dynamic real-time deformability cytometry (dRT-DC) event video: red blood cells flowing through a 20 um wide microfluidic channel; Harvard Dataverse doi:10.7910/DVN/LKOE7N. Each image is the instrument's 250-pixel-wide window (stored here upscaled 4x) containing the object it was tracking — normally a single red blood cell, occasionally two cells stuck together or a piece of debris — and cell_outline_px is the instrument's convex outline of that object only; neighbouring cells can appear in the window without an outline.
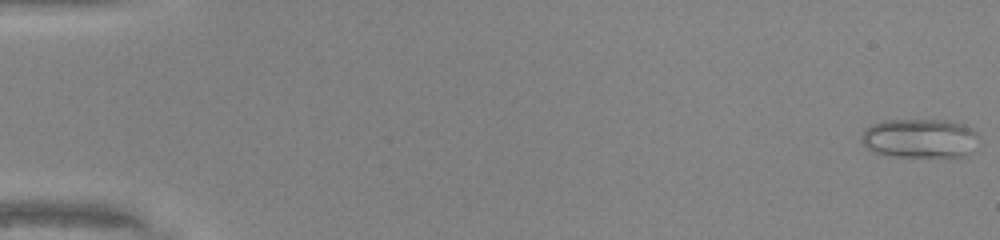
{"species": "common noctule bat (a hibernating species)", "species_latin": "Nyctalus noctula", "temperature_condition": "warm", "stored_images_in_passage": 49, "camera_frame_rate_fps": 3000, "um_per_image_px": 0.085, "animal": {"sex": "male", "body_mass_g": 20.0, "forearm_length_mm": 53.3}, "frame": {"image": 1, "passage_image": 1, "time_ms": 0.0, "image_size_px": [1000, 240], "cell_outline_px": [[980, 144], [972, 152], [964, 156], [896, 156], [876, 152], [868, 148], [860, 140], [860, 136], [864, 128], [872, 124], [884, 120], [952, 120], [964, 124], [972, 128], [976, 132]], "centroid_in_image_um": [78.24, 11.74], "position_along_channel_um": 6.8, "area_um2": 27.11}}
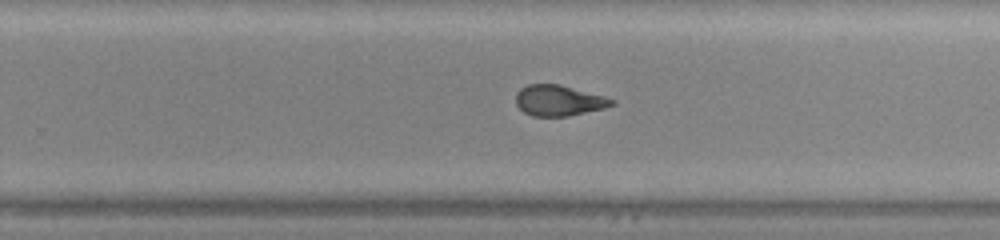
{"frame": {"image": 2, "passage_image": 32, "time_ms": 10.333, "image_size_px": [1000, 240], "cell_outline_px": [[616, 104], [604, 108], [568, 116], [532, 116], [524, 112], [516, 104], [516, 92], [520, 88], [528, 84], [560, 84], [604, 96], [616, 100]], "centroid_in_image_um": [47.5, 8.54], "position_along_channel_um": 282.3, "area_um2": 17.22}}
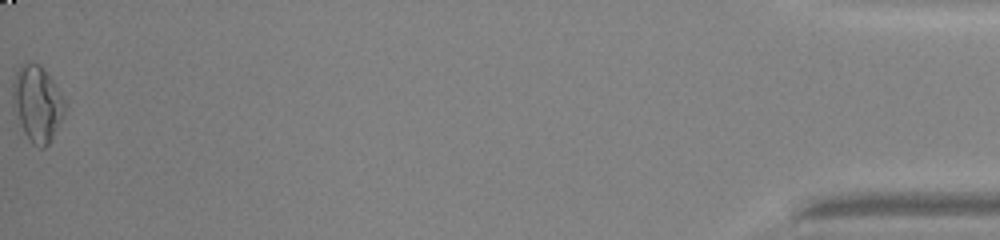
{"frame": {"image": 3, "passage_image": 49, "time_ms": 16.0, "image_size_px": [1000, 240], "cell_outline_px": [[64, 112], [48, 144], [44, 148], [40, 148], [32, 144], [28, 140], [12, 108], [12, 80], [20, 64], [40, 64], [44, 68], [52, 80], [64, 100]], "centroid_in_image_um": [3.11, 8.8], "position_along_channel_um": 432.1, "area_um2": 22.77}, "authors_computed_cell_mechanics": {"area_um2": 19.0162, "velocity_mm_per_s": 4.3197, "shape_relaxation_time_tau1_ms": null, "shape_relaxation_time_tau2_ms": 0.9683, "deformation_change_tau1": null, "deformation_change_tau2": 0.075}}